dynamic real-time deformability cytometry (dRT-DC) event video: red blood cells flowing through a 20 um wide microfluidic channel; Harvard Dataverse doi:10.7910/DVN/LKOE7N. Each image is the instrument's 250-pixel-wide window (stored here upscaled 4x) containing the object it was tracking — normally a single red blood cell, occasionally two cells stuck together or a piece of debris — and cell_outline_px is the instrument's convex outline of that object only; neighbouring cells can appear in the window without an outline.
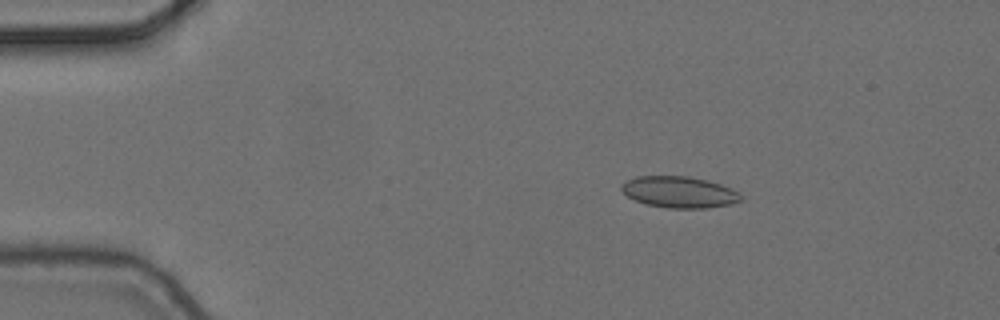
{"species": "common noctule bat (a hibernating species)", "species_latin": "Nyctalus noctula", "temperature_condition": "cold", "stored_images_in_passage": 5, "camera_frame_rate_fps": 3000, "um_per_image_px": 0.085, "animal": {"sex": "female", "body_mass_g": 24.6, "forearm_length_mm": 56.2}, "frame": {"image": 1, "passage_image": 3, "time_ms": 0.667, "image_size_px": [1000, 320], "cell_outline_px": [[740, 200], [728, 204], [708, 208], [668, 208], [644, 204], [628, 196], [620, 188], [620, 184], [636, 176], [688, 176], [708, 180], [732, 188], [740, 192]], "centroid_in_image_um": [57.72, 16.32], "position_along_channel_um": 27.3, "area_um2": 21.79}}